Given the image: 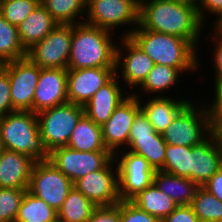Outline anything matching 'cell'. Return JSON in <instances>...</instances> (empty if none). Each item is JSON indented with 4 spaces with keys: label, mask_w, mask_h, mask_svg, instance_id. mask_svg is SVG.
Segmentation results:
<instances>
[{
    "label": "cell",
    "mask_w": 222,
    "mask_h": 222,
    "mask_svg": "<svg viewBox=\"0 0 222 222\" xmlns=\"http://www.w3.org/2000/svg\"><path fill=\"white\" fill-rule=\"evenodd\" d=\"M192 147L166 145L162 171L190 179V151Z\"/></svg>",
    "instance_id": "836d02e7"
},
{
    "label": "cell",
    "mask_w": 222,
    "mask_h": 222,
    "mask_svg": "<svg viewBox=\"0 0 222 222\" xmlns=\"http://www.w3.org/2000/svg\"><path fill=\"white\" fill-rule=\"evenodd\" d=\"M73 188L74 183L47 160L35 162L27 191L58 212Z\"/></svg>",
    "instance_id": "ba28073f"
},
{
    "label": "cell",
    "mask_w": 222,
    "mask_h": 222,
    "mask_svg": "<svg viewBox=\"0 0 222 222\" xmlns=\"http://www.w3.org/2000/svg\"><path fill=\"white\" fill-rule=\"evenodd\" d=\"M129 37L155 64L178 68L190 82V76L204 71L202 66L207 56L204 58V53L184 38L142 29L139 25Z\"/></svg>",
    "instance_id": "7a4b0ae2"
},
{
    "label": "cell",
    "mask_w": 222,
    "mask_h": 222,
    "mask_svg": "<svg viewBox=\"0 0 222 222\" xmlns=\"http://www.w3.org/2000/svg\"><path fill=\"white\" fill-rule=\"evenodd\" d=\"M2 69L9 77L13 109L32 111L40 67L25 57L4 63Z\"/></svg>",
    "instance_id": "4fadbf2b"
},
{
    "label": "cell",
    "mask_w": 222,
    "mask_h": 222,
    "mask_svg": "<svg viewBox=\"0 0 222 222\" xmlns=\"http://www.w3.org/2000/svg\"><path fill=\"white\" fill-rule=\"evenodd\" d=\"M3 68V63L0 62V70Z\"/></svg>",
    "instance_id": "7dc6e473"
},
{
    "label": "cell",
    "mask_w": 222,
    "mask_h": 222,
    "mask_svg": "<svg viewBox=\"0 0 222 222\" xmlns=\"http://www.w3.org/2000/svg\"><path fill=\"white\" fill-rule=\"evenodd\" d=\"M26 191L17 188H0V222H15Z\"/></svg>",
    "instance_id": "d590c367"
},
{
    "label": "cell",
    "mask_w": 222,
    "mask_h": 222,
    "mask_svg": "<svg viewBox=\"0 0 222 222\" xmlns=\"http://www.w3.org/2000/svg\"><path fill=\"white\" fill-rule=\"evenodd\" d=\"M222 30V21L215 27Z\"/></svg>",
    "instance_id": "f6af8a7d"
},
{
    "label": "cell",
    "mask_w": 222,
    "mask_h": 222,
    "mask_svg": "<svg viewBox=\"0 0 222 222\" xmlns=\"http://www.w3.org/2000/svg\"><path fill=\"white\" fill-rule=\"evenodd\" d=\"M0 141L3 149L25 154L37 161L49 160L45 148L37 113L16 110L0 117Z\"/></svg>",
    "instance_id": "5b68a950"
},
{
    "label": "cell",
    "mask_w": 222,
    "mask_h": 222,
    "mask_svg": "<svg viewBox=\"0 0 222 222\" xmlns=\"http://www.w3.org/2000/svg\"><path fill=\"white\" fill-rule=\"evenodd\" d=\"M59 24L82 23L86 16L87 0H40Z\"/></svg>",
    "instance_id": "f546056e"
},
{
    "label": "cell",
    "mask_w": 222,
    "mask_h": 222,
    "mask_svg": "<svg viewBox=\"0 0 222 222\" xmlns=\"http://www.w3.org/2000/svg\"><path fill=\"white\" fill-rule=\"evenodd\" d=\"M222 167V124L190 151V179L204 186Z\"/></svg>",
    "instance_id": "9a60e30c"
},
{
    "label": "cell",
    "mask_w": 222,
    "mask_h": 222,
    "mask_svg": "<svg viewBox=\"0 0 222 222\" xmlns=\"http://www.w3.org/2000/svg\"><path fill=\"white\" fill-rule=\"evenodd\" d=\"M67 147L77 151H109L102 134V127L92 121L85 113L72 131Z\"/></svg>",
    "instance_id": "484cf974"
},
{
    "label": "cell",
    "mask_w": 222,
    "mask_h": 222,
    "mask_svg": "<svg viewBox=\"0 0 222 222\" xmlns=\"http://www.w3.org/2000/svg\"><path fill=\"white\" fill-rule=\"evenodd\" d=\"M161 222H199L191 205L177 206L176 209L163 218Z\"/></svg>",
    "instance_id": "b9f144b4"
},
{
    "label": "cell",
    "mask_w": 222,
    "mask_h": 222,
    "mask_svg": "<svg viewBox=\"0 0 222 222\" xmlns=\"http://www.w3.org/2000/svg\"><path fill=\"white\" fill-rule=\"evenodd\" d=\"M140 110L139 98L130 94L101 126L104 144L113 155L127 148L133 120Z\"/></svg>",
    "instance_id": "2e32d148"
},
{
    "label": "cell",
    "mask_w": 222,
    "mask_h": 222,
    "mask_svg": "<svg viewBox=\"0 0 222 222\" xmlns=\"http://www.w3.org/2000/svg\"><path fill=\"white\" fill-rule=\"evenodd\" d=\"M120 222H161V220L139 209L131 201H120Z\"/></svg>",
    "instance_id": "74e56055"
},
{
    "label": "cell",
    "mask_w": 222,
    "mask_h": 222,
    "mask_svg": "<svg viewBox=\"0 0 222 222\" xmlns=\"http://www.w3.org/2000/svg\"><path fill=\"white\" fill-rule=\"evenodd\" d=\"M67 102V69L40 68L32 112L39 113Z\"/></svg>",
    "instance_id": "ac0fdd59"
},
{
    "label": "cell",
    "mask_w": 222,
    "mask_h": 222,
    "mask_svg": "<svg viewBox=\"0 0 222 222\" xmlns=\"http://www.w3.org/2000/svg\"><path fill=\"white\" fill-rule=\"evenodd\" d=\"M96 208L94 203L74 187L58 211V221L87 222Z\"/></svg>",
    "instance_id": "f1b7e54d"
},
{
    "label": "cell",
    "mask_w": 222,
    "mask_h": 222,
    "mask_svg": "<svg viewBox=\"0 0 222 222\" xmlns=\"http://www.w3.org/2000/svg\"><path fill=\"white\" fill-rule=\"evenodd\" d=\"M74 187L97 207L118 204V167L113 158L103 169L93 171L74 182Z\"/></svg>",
    "instance_id": "5bb4252c"
},
{
    "label": "cell",
    "mask_w": 222,
    "mask_h": 222,
    "mask_svg": "<svg viewBox=\"0 0 222 222\" xmlns=\"http://www.w3.org/2000/svg\"><path fill=\"white\" fill-rule=\"evenodd\" d=\"M39 4L40 0H0V13L18 27Z\"/></svg>",
    "instance_id": "e575fe53"
},
{
    "label": "cell",
    "mask_w": 222,
    "mask_h": 222,
    "mask_svg": "<svg viewBox=\"0 0 222 222\" xmlns=\"http://www.w3.org/2000/svg\"><path fill=\"white\" fill-rule=\"evenodd\" d=\"M176 2L186 4L198 9L201 0H174Z\"/></svg>",
    "instance_id": "ee69618b"
},
{
    "label": "cell",
    "mask_w": 222,
    "mask_h": 222,
    "mask_svg": "<svg viewBox=\"0 0 222 222\" xmlns=\"http://www.w3.org/2000/svg\"><path fill=\"white\" fill-rule=\"evenodd\" d=\"M203 187L222 202V167Z\"/></svg>",
    "instance_id": "7bdbcfd3"
},
{
    "label": "cell",
    "mask_w": 222,
    "mask_h": 222,
    "mask_svg": "<svg viewBox=\"0 0 222 222\" xmlns=\"http://www.w3.org/2000/svg\"><path fill=\"white\" fill-rule=\"evenodd\" d=\"M130 94L114 75L84 105V113L97 125L102 126L108 121L118 105Z\"/></svg>",
    "instance_id": "ffe728a7"
},
{
    "label": "cell",
    "mask_w": 222,
    "mask_h": 222,
    "mask_svg": "<svg viewBox=\"0 0 222 222\" xmlns=\"http://www.w3.org/2000/svg\"><path fill=\"white\" fill-rule=\"evenodd\" d=\"M12 106V99L10 95V81L8 74L1 69L0 70V117L5 116L11 112H14Z\"/></svg>",
    "instance_id": "f35d334b"
},
{
    "label": "cell",
    "mask_w": 222,
    "mask_h": 222,
    "mask_svg": "<svg viewBox=\"0 0 222 222\" xmlns=\"http://www.w3.org/2000/svg\"><path fill=\"white\" fill-rule=\"evenodd\" d=\"M139 26L184 38L198 50L206 28L196 8L174 0H139Z\"/></svg>",
    "instance_id": "6da1fadb"
},
{
    "label": "cell",
    "mask_w": 222,
    "mask_h": 222,
    "mask_svg": "<svg viewBox=\"0 0 222 222\" xmlns=\"http://www.w3.org/2000/svg\"><path fill=\"white\" fill-rule=\"evenodd\" d=\"M199 222H222V202L199 186L191 203Z\"/></svg>",
    "instance_id": "d6a6232c"
},
{
    "label": "cell",
    "mask_w": 222,
    "mask_h": 222,
    "mask_svg": "<svg viewBox=\"0 0 222 222\" xmlns=\"http://www.w3.org/2000/svg\"><path fill=\"white\" fill-rule=\"evenodd\" d=\"M154 65L152 59L130 37L118 39L115 75L131 94L143 83Z\"/></svg>",
    "instance_id": "9c48e42d"
},
{
    "label": "cell",
    "mask_w": 222,
    "mask_h": 222,
    "mask_svg": "<svg viewBox=\"0 0 222 222\" xmlns=\"http://www.w3.org/2000/svg\"><path fill=\"white\" fill-rule=\"evenodd\" d=\"M197 13L205 27L215 28L222 21V0H201Z\"/></svg>",
    "instance_id": "8d00e7d4"
},
{
    "label": "cell",
    "mask_w": 222,
    "mask_h": 222,
    "mask_svg": "<svg viewBox=\"0 0 222 222\" xmlns=\"http://www.w3.org/2000/svg\"><path fill=\"white\" fill-rule=\"evenodd\" d=\"M113 158L110 151H77L67 146L49 153V161L73 183L93 171L103 169Z\"/></svg>",
    "instance_id": "7c38bea8"
},
{
    "label": "cell",
    "mask_w": 222,
    "mask_h": 222,
    "mask_svg": "<svg viewBox=\"0 0 222 222\" xmlns=\"http://www.w3.org/2000/svg\"><path fill=\"white\" fill-rule=\"evenodd\" d=\"M131 202L160 220L171 214L177 207V204L154 184L140 192Z\"/></svg>",
    "instance_id": "83f0119b"
},
{
    "label": "cell",
    "mask_w": 222,
    "mask_h": 222,
    "mask_svg": "<svg viewBox=\"0 0 222 222\" xmlns=\"http://www.w3.org/2000/svg\"><path fill=\"white\" fill-rule=\"evenodd\" d=\"M72 42V24H58L42 41L27 51L40 68L67 69Z\"/></svg>",
    "instance_id": "8fae6325"
},
{
    "label": "cell",
    "mask_w": 222,
    "mask_h": 222,
    "mask_svg": "<svg viewBox=\"0 0 222 222\" xmlns=\"http://www.w3.org/2000/svg\"><path fill=\"white\" fill-rule=\"evenodd\" d=\"M197 95L199 99L192 98L162 133L167 144L193 147L222 124V105Z\"/></svg>",
    "instance_id": "3957f363"
},
{
    "label": "cell",
    "mask_w": 222,
    "mask_h": 222,
    "mask_svg": "<svg viewBox=\"0 0 222 222\" xmlns=\"http://www.w3.org/2000/svg\"><path fill=\"white\" fill-rule=\"evenodd\" d=\"M84 22L129 37L139 25V0H87Z\"/></svg>",
    "instance_id": "8992f818"
},
{
    "label": "cell",
    "mask_w": 222,
    "mask_h": 222,
    "mask_svg": "<svg viewBox=\"0 0 222 222\" xmlns=\"http://www.w3.org/2000/svg\"><path fill=\"white\" fill-rule=\"evenodd\" d=\"M115 75V67L67 69V98L84 106Z\"/></svg>",
    "instance_id": "e0dca14e"
},
{
    "label": "cell",
    "mask_w": 222,
    "mask_h": 222,
    "mask_svg": "<svg viewBox=\"0 0 222 222\" xmlns=\"http://www.w3.org/2000/svg\"><path fill=\"white\" fill-rule=\"evenodd\" d=\"M83 114L84 106L70 102L37 113L39 132L49 153L68 145L72 131Z\"/></svg>",
    "instance_id": "52a82bcc"
},
{
    "label": "cell",
    "mask_w": 222,
    "mask_h": 222,
    "mask_svg": "<svg viewBox=\"0 0 222 222\" xmlns=\"http://www.w3.org/2000/svg\"><path fill=\"white\" fill-rule=\"evenodd\" d=\"M153 184L169 196L177 206L191 205L199 187L189 178L176 176L162 170L155 171Z\"/></svg>",
    "instance_id": "d4e9b609"
},
{
    "label": "cell",
    "mask_w": 222,
    "mask_h": 222,
    "mask_svg": "<svg viewBox=\"0 0 222 222\" xmlns=\"http://www.w3.org/2000/svg\"><path fill=\"white\" fill-rule=\"evenodd\" d=\"M58 212L43 200L26 191L15 222H57Z\"/></svg>",
    "instance_id": "4dcf8cb0"
},
{
    "label": "cell",
    "mask_w": 222,
    "mask_h": 222,
    "mask_svg": "<svg viewBox=\"0 0 222 222\" xmlns=\"http://www.w3.org/2000/svg\"><path fill=\"white\" fill-rule=\"evenodd\" d=\"M187 94V95H186ZM184 96H151L139 98L141 110L147 116L157 133L162 134L176 115L194 98L195 95ZM189 96L191 98H189ZM181 97V98H180Z\"/></svg>",
    "instance_id": "44dd1931"
},
{
    "label": "cell",
    "mask_w": 222,
    "mask_h": 222,
    "mask_svg": "<svg viewBox=\"0 0 222 222\" xmlns=\"http://www.w3.org/2000/svg\"><path fill=\"white\" fill-rule=\"evenodd\" d=\"M87 222H120V202L112 206L97 207Z\"/></svg>",
    "instance_id": "ab89813d"
},
{
    "label": "cell",
    "mask_w": 222,
    "mask_h": 222,
    "mask_svg": "<svg viewBox=\"0 0 222 222\" xmlns=\"http://www.w3.org/2000/svg\"><path fill=\"white\" fill-rule=\"evenodd\" d=\"M35 162L25 154L3 149L0 155V188L28 190Z\"/></svg>",
    "instance_id": "7402d4cb"
},
{
    "label": "cell",
    "mask_w": 222,
    "mask_h": 222,
    "mask_svg": "<svg viewBox=\"0 0 222 222\" xmlns=\"http://www.w3.org/2000/svg\"><path fill=\"white\" fill-rule=\"evenodd\" d=\"M58 24L40 3L17 27L24 50L27 52L39 41H42Z\"/></svg>",
    "instance_id": "cb8c5ba5"
},
{
    "label": "cell",
    "mask_w": 222,
    "mask_h": 222,
    "mask_svg": "<svg viewBox=\"0 0 222 222\" xmlns=\"http://www.w3.org/2000/svg\"><path fill=\"white\" fill-rule=\"evenodd\" d=\"M154 131L155 130L152 124L148 121L147 116L143 113L142 110H140L133 120L128 138V145L135 137L149 135Z\"/></svg>",
    "instance_id": "60d3db41"
},
{
    "label": "cell",
    "mask_w": 222,
    "mask_h": 222,
    "mask_svg": "<svg viewBox=\"0 0 222 222\" xmlns=\"http://www.w3.org/2000/svg\"><path fill=\"white\" fill-rule=\"evenodd\" d=\"M2 150H3V145H2V143H1V141H0V155H1V153H2Z\"/></svg>",
    "instance_id": "bcb514c9"
},
{
    "label": "cell",
    "mask_w": 222,
    "mask_h": 222,
    "mask_svg": "<svg viewBox=\"0 0 222 222\" xmlns=\"http://www.w3.org/2000/svg\"><path fill=\"white\" fill-rule=\"evenodd\" d=\"M27 57L21 45L16 26L11 25L0 13V62L7 63Z\"/></svg>",
    "instance_id": "1f68e13d"
},
{
    "label": "cell",
    "mask_w": 222,
    "mask_h": 222,
    "mask_svg": "<svg viewBox=\"0 0 222 222\" xmlns=\"http://www.w3.org/2000/svg\"><path fill=\"white\" fill-rule=\"evenodd\" d=\"M118 167L119 197L131 201L140 192L153 184L155 170L140 155L121 150L114 155Z\"/></svg>",
    "instance_id": "30bf717a"
},
{
    "label": "cell",
    "mask_w": 222,
    "mask_h": 222,
    "mask_svg": "<svg viewBox=\"0 0 222 222\" xmlns=\"http://www.w3.org/2000/svg\"><path fill=\"white\" fill-rule=\"evenodd\" d=\"M117 39V34L85 22L72 24L67 69L115 67Z\"/></svg>",
    "instance_id": "277c9868"
},
{
    "label": "cell",
    "mask_w": 222,
    "mask_h": 222,
    "mask_svg": "<svg viewBox=\"0 0 222 222\" xmlns=\"http://www.w3.org/2000/svg\"><path fill=\"white\" fill-rule=\"evenodd\" d=\"M185 77L186 76L178 68L155 64L143 83L132 94L137 98H146L151 96H184L182 93L185 90L189 94H193V92H189L190 90L185 89L186 86L182 83L185 79H187V77ZM180 87L182 88V91H179L180 89L178 88ZM175 91L176 94L173 93Z\"/></svg>",
    "instance_id": "d6986e66"
},
{
    "label": "cell",
    "mask_w": 222,
    "mask_h": 222,
    "mask_svg": "<svg viewBox=\"0 0 222 222\" xmlns=\"http://www.w3.org/2000/svg\"><path fill=\"white\" fill-rule=\"evenodd\" d=\"M167 143L162 134L154 131L152 134L137 136L127 146L126 150L143 156L155 170H162L164 166Z\"/></svg>",
    "instance_id": "4316f807"
},
{
    "label": "cell",
    "mask_w": 222,
    "mask_h": 222,
    "mask_svg": "<svg viewBox=\"0 0 222 222\" xmlns=\"http://www.w3.org/2000/svg\"><path fill=\"white\" fill-rule=\"evenodd\" d=\"M208 29L205 28V31L203 34V39H202L204 41H202V45H201L200 49L201 50L206 49V51L203 50L204 53L212 52V53H209L210 57L208 58L207 64L211 65L210 68H208V69L209 70L211 69L210 71L211 72L213 71V73L211 74V72H210V73H208V76H206V78L209 77V78H207L209 80L207 82L208 88L209 89L211 87L212 88H211V90H209V92H211L210 94H209V92L206 94L203 93L202 96L205 99H206V97H208L207 99L209 101L211 100L213 102H216V103L222 105V30L218 29V28H211V27ZM203 43H205V44L203 45ZM205 45L207 47L209 46L208 49H207V47L206 48L204 47ZM210 47H211V49H210ZM207 50H209V52ZM209 59H211L210 60L211 63H208ZM209 74H211V75H209ZM212 75H213V77H212V79H210V76H212ZM210 80L212 81V84L209 86V83H211Z\"/></svg>",
    "instance_id": "603a6c76"
}]
</instances>
